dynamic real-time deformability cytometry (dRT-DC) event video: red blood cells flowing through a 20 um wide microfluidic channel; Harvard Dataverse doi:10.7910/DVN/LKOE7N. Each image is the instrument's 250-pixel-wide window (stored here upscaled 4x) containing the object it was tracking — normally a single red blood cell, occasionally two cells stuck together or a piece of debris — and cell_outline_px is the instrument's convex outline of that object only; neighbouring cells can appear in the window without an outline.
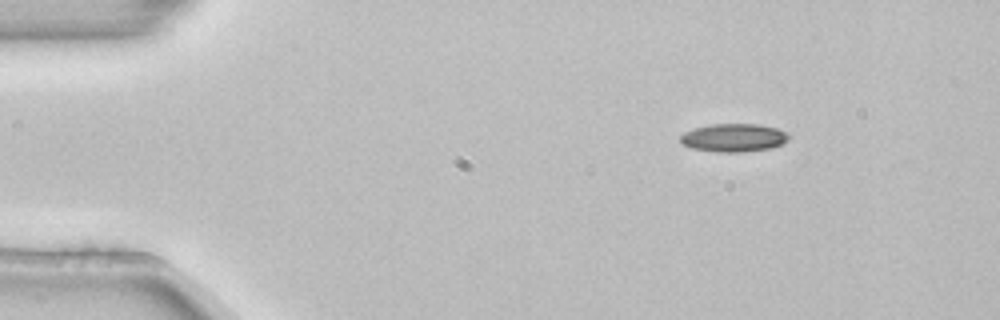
{"species": "common noctule bat (a hibernating species)", "species_latin": "Nyctalus noctula", "temperature_condition": "room temperature", "stored_images_in_passage": 3, "camera_frame_rate_fps": 3000, "um_per_image_px": 0.085, "animal": {"sex": "female", "body_mass_g": 22.7, "forearm_length_mm": 54.2}, "frame": {"image": 1, "passage_image": 1, "time_ms": 0.0, "image_size_px": [1000, 320], "cell_outline_px": [[792, 136], [784, 144], [772, 148], [744, 152], [716, 152], [692, 148], [684, 144], [680, 140], [680, 136], [684, 132], [708, 124], [756, 124], [776, 128]], "centroid_in_image_um": [62.4, 11.71], "position_along_channel_um": 22.6, "area_um2": 17.86}}
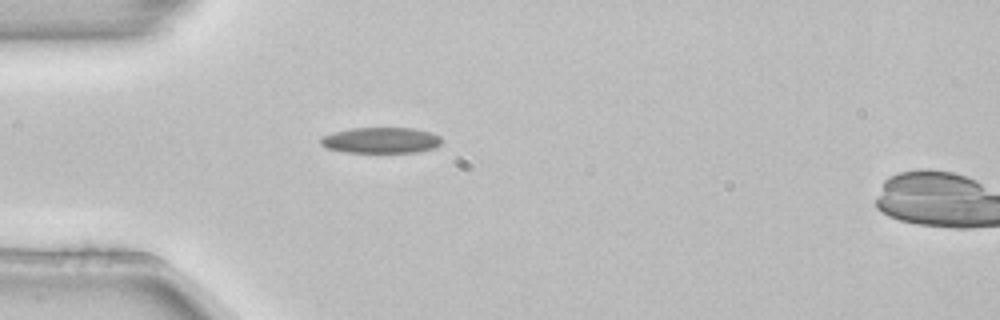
{"frame": {"image": 2, "passage_image": 3, "time_ms": 0.667, "image_size_px": [1000, 320], "cell_outline_px": [[440, 144], [432, 148], [416, 152], [344, 152], [328, 148], [320, 144], [320, 136], [352, 128], [412, 128], [432, 132], [440, 136]], "centroid_in_image_um": [32.36, 11.92], "position_along_channel_um": 52.6, "area_um2": 18.09}}